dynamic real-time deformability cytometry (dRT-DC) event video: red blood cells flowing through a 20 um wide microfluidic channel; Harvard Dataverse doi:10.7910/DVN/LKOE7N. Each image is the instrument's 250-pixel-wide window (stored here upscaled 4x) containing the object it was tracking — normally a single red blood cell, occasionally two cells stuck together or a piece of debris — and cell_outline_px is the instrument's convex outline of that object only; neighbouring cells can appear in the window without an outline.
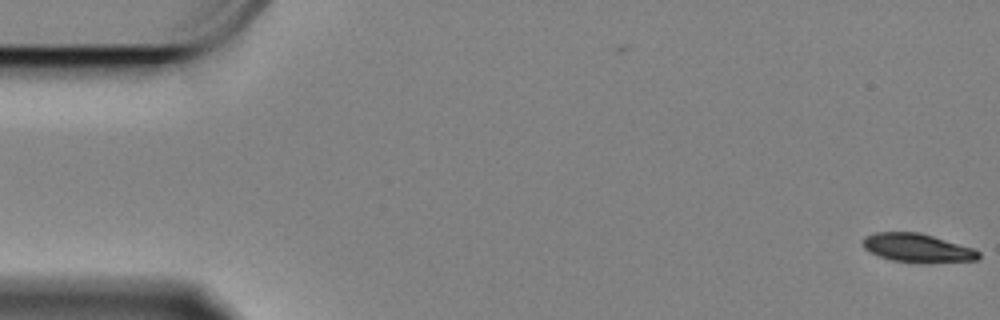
{"species": "Egyptian fruit bat (a non-hibernating species)", "species_latin": "Rousettus aegyptiacus", "temperature_condition": "cold", "stored_images_in_passage": 12, "camera_frame_rate_fps": 3000, "um_per_image_px": 0.085, "animal": {"sex": "female"}, "frame": {"image": 1, "passage_image": 1, "time_ms": 0.0, "image_size_px": [1000, 320], "cell_outline_px": [[980, 256], [976, 260], [892, 260], [880, 256], [864, 248], [864, 236], [876, 232], [920, 232], [972, 248], [980, 252]], "centroid_in_image_um": [77.93, 21.01], "position_along_channel_um": 7.1, "area_um2": 18.09}}